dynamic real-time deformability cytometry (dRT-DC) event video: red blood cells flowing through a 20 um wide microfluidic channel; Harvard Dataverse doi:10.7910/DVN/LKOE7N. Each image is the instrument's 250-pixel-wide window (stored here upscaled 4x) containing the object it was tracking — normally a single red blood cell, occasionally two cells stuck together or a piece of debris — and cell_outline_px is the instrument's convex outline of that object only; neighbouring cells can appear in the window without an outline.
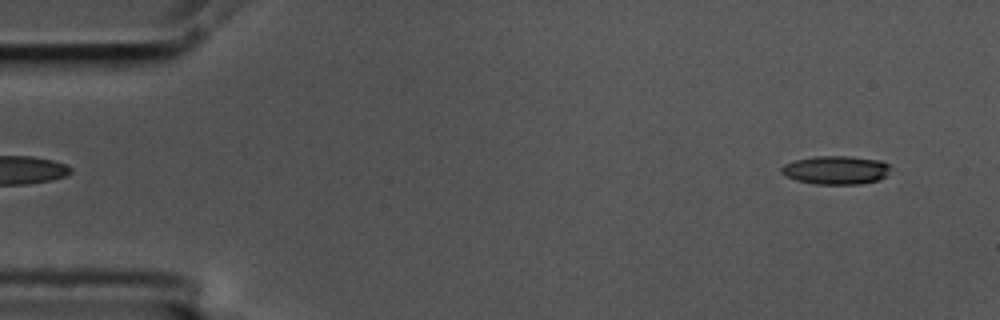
{"species": "common noctule bat (a hibernating species)", "species_latin": "Nyctalus noctula", "temperature_condition": "cold", "stored_images_in_passage": 57, "camera_frame_rate_fps": 3000, "um_per_image_px": 0.085, "animal": {"sex": "male", "body_mass_g": 17.5, "forearm_length_mm": 52.3}, "frame": {"image": 1, "passage_image": 4, "time_ms": 1.0, "image_size_px": [1000, 320], "cell_outline_px": [[888, 168], [884, 176], [880, 180], [860, 184], [816, 184], [796, 180], [780, 172], [780, 168], [784, 164], [796, 160], [816, 156], [848, 156], [880, 160], [888, 164]], "centroid_in_image_um": [71.03, 14.45], "position_along_channel_um": 14.0, "area_um2": 17.92}}
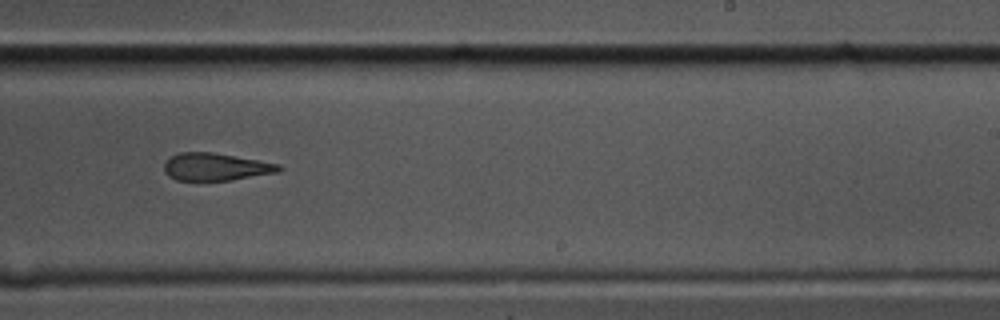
{"frame": {"image": 2, "passage_image": 35, "time_ms": 11.333, "image_size_px": [1000, 320], "cell_outline_px": [[284, 168], [280, 172], [232, 180], [176, 180], [168, 176], [164, 172], [164, 164], [172, 156], [180, 152], [212, 152], [280, 164]], "centroid_in_image_um": [18.37, 14.19], "position_along_channel_um": 270.6, "area_um2": 18.38}}
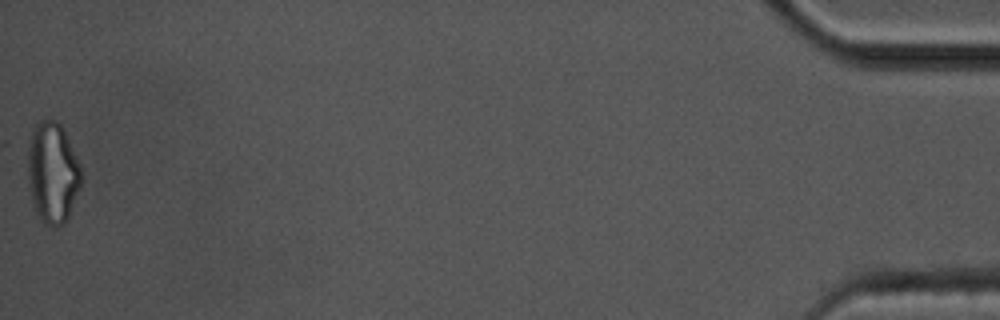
{"frame": {"image": 3, "passage_image": 57, "time_ms": 18.667, "image_size_px": [1000, 320], "cell_outline_px": [[80, 184], [68, 216], [64, 224], [56, 228], [52, 228], [44, 224], [40, 220], [36, 212], [32, 200], [28, 180], [28, 148], [32, 128], [40, 120], [56, 120], [60, 124], [80, 164]], "centroid_in_image_um": [4.44, 14.7], "position_along_channel_um": 430.8, "area_um2": 31.15}, "authors_computed_cell_mechanics": {"area_um2": 19.363, "velocity_mm_per_s": 3.529, "shape_relaxation_time_tau1_ms": null, "shape_relaxation_time_tau2_ms": 3.7852, "deformation_change_tau1": null, "deformation_change_tau2": 0.1468}}